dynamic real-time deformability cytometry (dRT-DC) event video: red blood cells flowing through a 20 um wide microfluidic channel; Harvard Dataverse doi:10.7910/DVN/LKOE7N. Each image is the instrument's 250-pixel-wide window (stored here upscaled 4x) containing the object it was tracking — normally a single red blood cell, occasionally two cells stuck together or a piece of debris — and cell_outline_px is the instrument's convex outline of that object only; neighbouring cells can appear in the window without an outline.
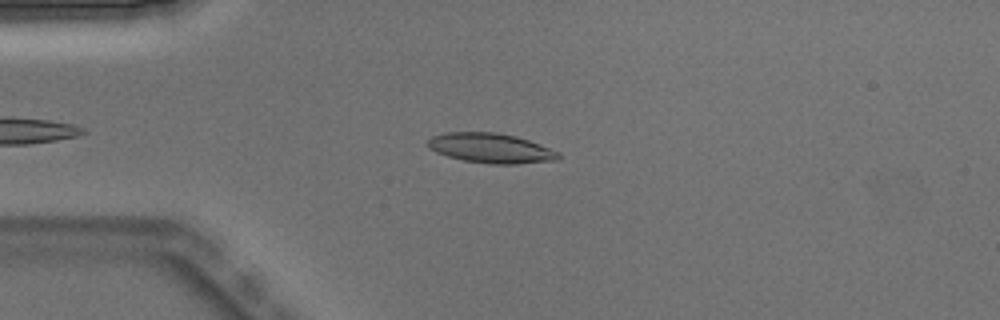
{"species": "Egyptian fruit bat (a non-hibernating species)", "species_latin": "Rousettus aegyptiacus", "temperature_condition": "warm", "stored_images_in_passage": 2, "camera_frame_rate_fps": 3000, "um_per_image_px": 0.085, "animal": {"sex": "male"}, "frame": {"image": 1, "passage_image": 2, "time_ms": 0.333, "image_size_px": [1000, 320], "cell_outline_px": [[560, 156], [556, 160], [516, 164], [492, 164], [464, 160], [448, 156], [436, 152], [428, 148], [428, 140], [432, 136], [444, 132], [496, 132], [516, 136], [528, 140], [560, 152]], "centroid_in_image_um": [41.71, 12.58], "position_along_channel_um": 43.3, "area_um2": 22.6}}